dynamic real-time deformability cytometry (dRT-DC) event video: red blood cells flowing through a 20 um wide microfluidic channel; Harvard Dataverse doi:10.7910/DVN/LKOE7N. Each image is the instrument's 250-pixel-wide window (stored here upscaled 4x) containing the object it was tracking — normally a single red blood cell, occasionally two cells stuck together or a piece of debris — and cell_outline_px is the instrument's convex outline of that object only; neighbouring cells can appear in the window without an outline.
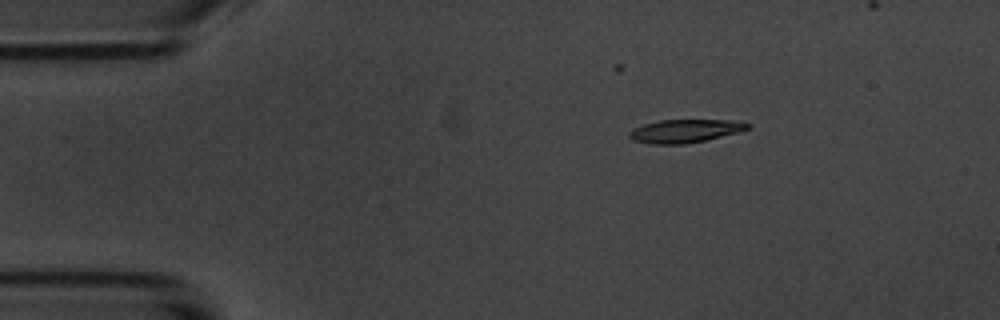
{"species": "common noctule bat (a hibernating species)", "species_latin": "Nyctalus noctula", "temperature_condition": "room temperature", "stored_images_in_passage": 4, "camera_frame_rate_fps": 3000, "um_per_image_px": 0.085, "animal": {"sex": "male", "body_mass_g": 20.1, "forearm_length_mm": 53.5}, "frame": {"image": 1, "passage_image": 2, "time_ms": 2.0, "image_size_px": [1000, 320], "cell_outline_px": [[752, 124], [748, 128], [740, 132], [704, 140], [684, 144], [652, 144], [632, 140], [628, 136], [628, 132], [632, 128], [644, 124], [660, 120], [744, 120]], "centroid_in_image_um": [58.24, 11.12], "position_along_channel_um": 26.8, "area_um2": 16.18}}
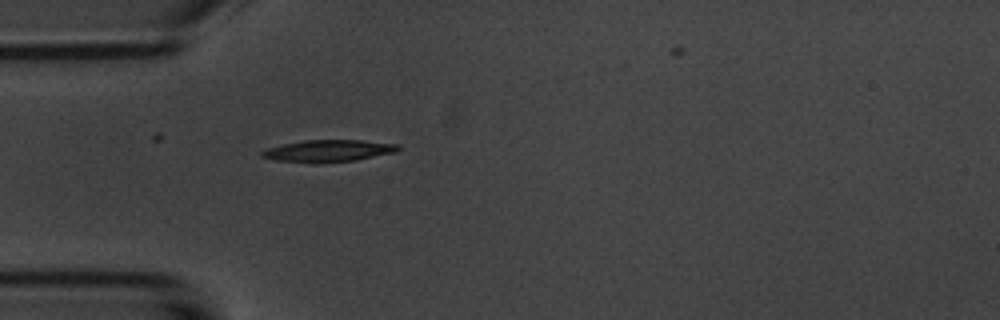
{"frame": {"image": 2, "passage_image": 4, "time_ms": 4.333, "image_size_px": [1000, 320], "cell_outline_px": [[400, 148], [396, 152], [356, 160], [316, 164], [276, 160], [260, 156], [260, 152], [268, 148], [284, 144], [304, 140], [360, 140], [400, 144]], "centroid_in_image_um": [27.92, 12.83], "position_along_channel_um": 57.1, "area_um2": 17.57}}